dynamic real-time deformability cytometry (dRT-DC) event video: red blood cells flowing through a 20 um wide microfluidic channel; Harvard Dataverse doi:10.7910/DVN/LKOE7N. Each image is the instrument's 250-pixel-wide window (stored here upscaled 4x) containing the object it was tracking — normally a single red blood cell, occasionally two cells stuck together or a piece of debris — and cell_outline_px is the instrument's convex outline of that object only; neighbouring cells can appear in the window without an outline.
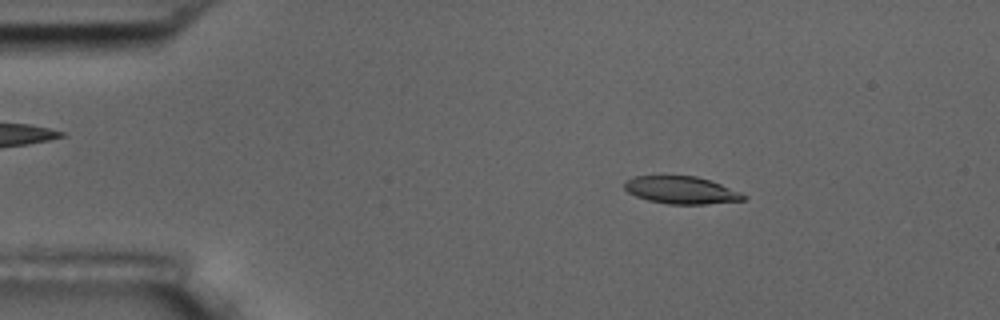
{"species": "common noctule bat (a hibernating species)", "species_latin": "Nyctalus noctula", "temperature_condition": "room temperature", "stored_images_in_passage": 56, "camera_frame_rate_fps": 3000, "um_per_image_px": 0.085, "animal": {"sex": "male", "body_mass_g": 17.5, "forearm_length_mm": 52.3}, "frame": {"image": 1, "passage_image": 9, "time_ms": 2.667, "image_size_px": [1000, 320], "cell_outline_px": [[748, 196], [744, 200], [708, 204], [668, 204], [648, 200], [636, 196], [628, 192], [624, 188], [624, 180], [632, 176], [696, 176], [720, 184], [740, 192]], "centroid_in_image_um": [57.88, 16.16], "position_along_channel_um": 27.1, "area_um2": 19.02}}
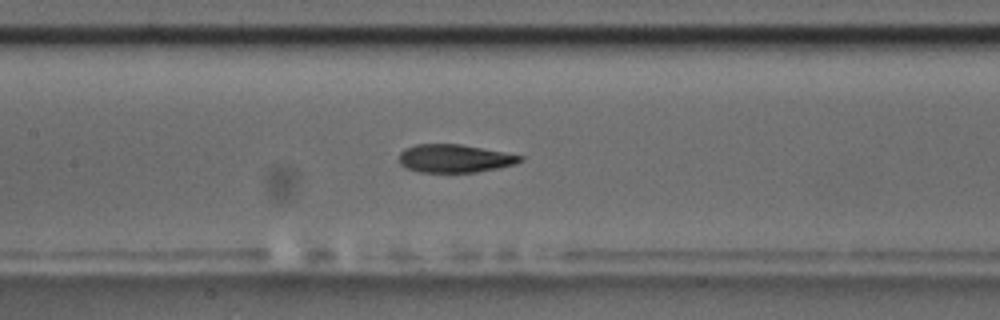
{"frame": {"image": 2, "passage_image": 26, "time_ms": 8.333, "image_size_px": [1000, 320], "cell_outline_px": [[524, 160], [516, 164], [476, 172], [420, 172], [404, 168], [400, 164], [400, 152], [404, 148], [416, 144], [460, 144], [524, 156]], "centroid_in_image_um": [38.62, 13.47], "position_along_channel_um": 168.8, "area_um2": 19.83}}
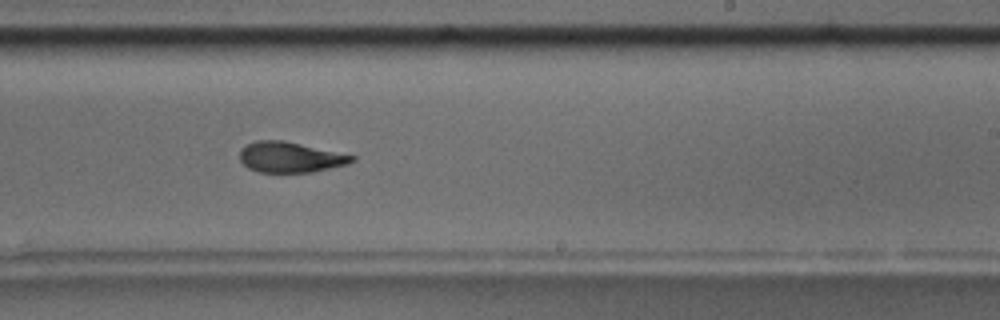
{"frame": {"image": 3, "passage_image": 34, "time_ms": 11.0, "image_size_px": [1000, 320], "cell_outline_px": [[356, 160], [348, 164], [312, 172], [260, 172], [248, 168], [240, 160], [240, 148], [256, 140], [284, 140], [356, 156]], "centroid_in_image_um": [24.67, 13.36], "position_along_channel_um": 264.3, "area_um2": 19.94}, "authors_computed_cell_mechanics": {"area_um2": 20.4612, "velocity_mm_per_s": 3.5987, "shape_relaxation_time_tau1_ms": 11.067, "shape_relaxation_time_tau2_ms": 2.6141, "deformation_change_tau1": 0.2634, "deformation_change_tau2": 0.102}}